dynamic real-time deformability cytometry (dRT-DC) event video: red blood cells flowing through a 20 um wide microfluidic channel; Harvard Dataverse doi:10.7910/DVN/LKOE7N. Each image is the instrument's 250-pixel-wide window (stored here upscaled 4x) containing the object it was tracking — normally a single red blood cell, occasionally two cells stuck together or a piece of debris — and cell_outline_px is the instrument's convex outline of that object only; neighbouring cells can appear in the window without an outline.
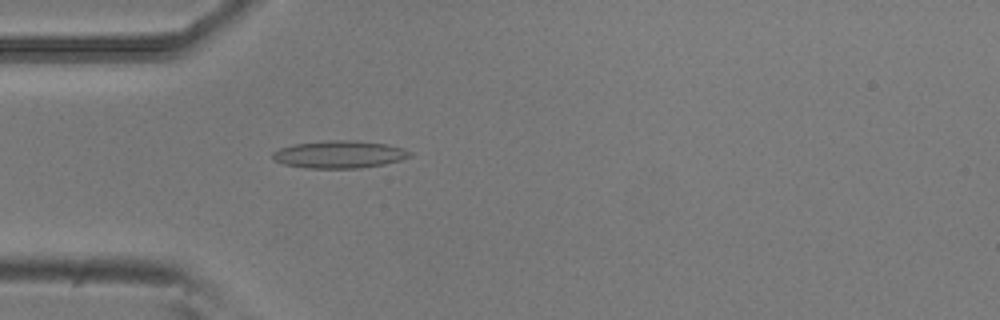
{"species": "common noctule bat (a hibernating species)", "species_latin": "Nyctalus noctula", "temperature_condition": "room temperature", "stored_images_in_passage": 41, "camera_frame_rate_fps": 3000, "um_per_image_px": 0.085, "animal": {"sex": "male", "body_mass_g": 20.5, "forearm_length_mm": 52.5}, "frame": {"image": 1, "passage_image": 15, "time_ms": 4.667, "image_size_px": [1000, 320], "cell_outline_px": [[412, 156], [400, 160], [384, 164], [360, 168], [304, 168], [284, 164], [272, 160], [272, 152], [280, 148], [292, 144], [328, 140], [352, 140], [388, 144], [404, 148], [412, 152]], "centroid_in_image_um": [28.84, 13.12], "position_along_channel_um": 56.2, "area_um2": 22.2}}
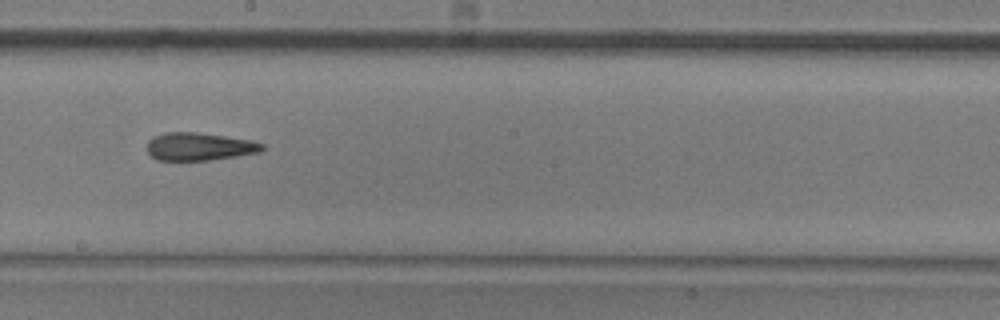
{"frame": {"image": 2, "passage_image": 29, "time_ms": 9.333, "image_size_px": [1000, 320], "cell_outline_px": [[264, 148], [260, 152], [236, 156], [208, 160], [156, 160], [148, 152], [148, 140], [152, 136], [164, 132], [196, 132], [252, 140], [264, 144]], "centroid_in_image_um": [16.93, 12.45], "position_along_channel_um": 231.3, "area_um2": 18.67}}
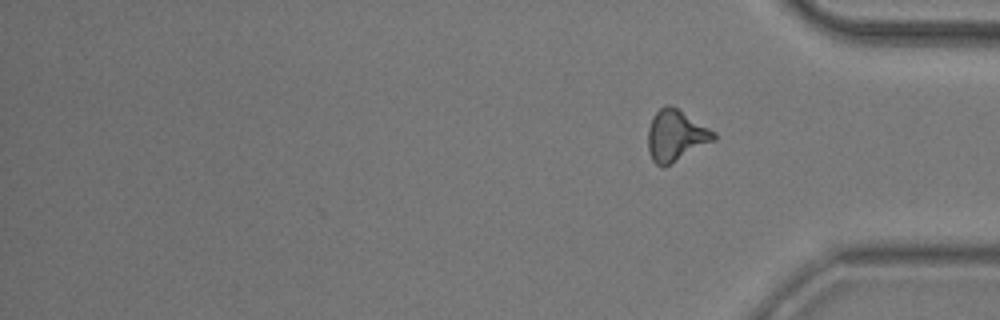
{"frame": {"image": 3, "passage_image": 41, "time_ms": 13.333, "image_size_px": [1000, 320], "cell_outline_px": [[716, 140], [668, 164], [656, 164], [652, 160], [648, 148], [648, 128], [652, 116], [664, 104], [672, 104], [716, 132]], "centroid_in_image_um": [57.45, 11.46], "position_along_channel_um": 377.8, "area_um2": 19.48}, "authors_computed_cell_mechanics": {"area_um2": 19.4786, "velocity_mm_per_s": 3.8178, "shape_relaxation_time_tau1_ms": 10.6062, "shape_relaxation_time_tau2_ms": 4.9762, "deformation_change_tau1": 0.2129, "deformation_change_tau2": 0.1742}}